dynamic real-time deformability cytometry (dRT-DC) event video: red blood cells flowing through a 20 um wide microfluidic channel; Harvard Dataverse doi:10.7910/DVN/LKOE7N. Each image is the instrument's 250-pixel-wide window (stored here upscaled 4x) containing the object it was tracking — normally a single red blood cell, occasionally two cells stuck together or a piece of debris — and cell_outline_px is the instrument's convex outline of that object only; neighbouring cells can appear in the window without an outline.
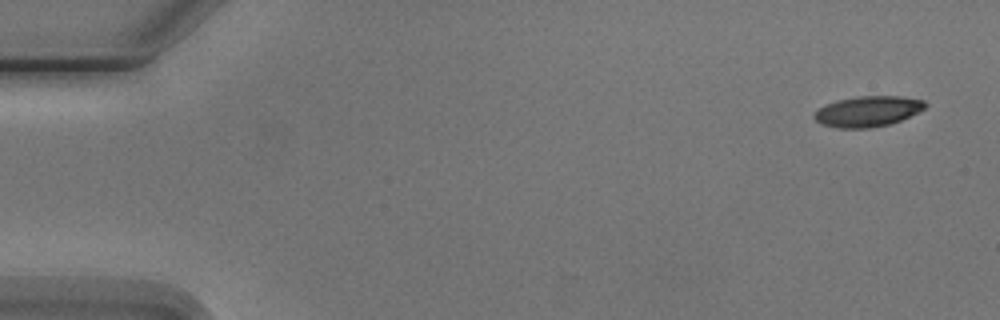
{"species": "Egyptian fruit bat (a non-hibernating species)", "species_latin": "Rousettus aegyptiacus", "temperature_condition": "cold", "stored_images_in_passage": 5, "camera_frame_rate_fps": 3000, "um_per_image_px": 0.085, "animal": {"sex": "male"}, "frame": {"image": 1, "passage_image": 1, "time_ms": 0.0, "image_size_px": [1000, 320], "cell_outline_px": [[928, 104], [924, 108], [900, 120], [888, 124], [868, 128], [840, 128], [824, 124], [816, 120], [812, 116], [820, 108], [836, 100], [856, 96], [900, 96], [924, 100]], "centroid_in_image_um": [73.77, 9.45], "position_along_channel_um": 11.2, "area_um2": 19.42}}
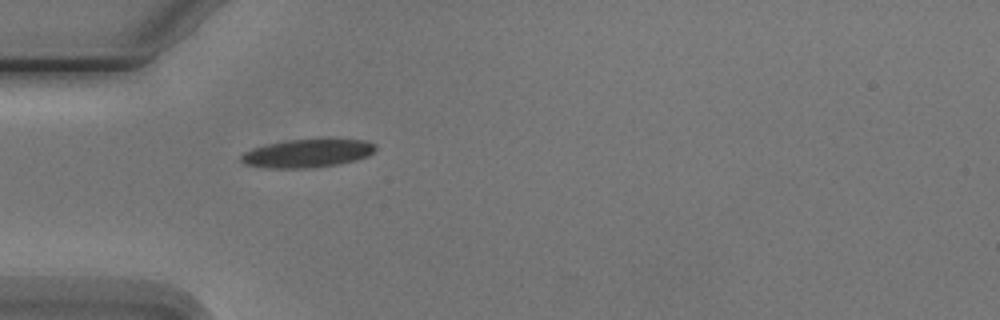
{"frame": {"image": 2, "passage_image": 5, "time_ms": 4.667, "image_size_px": [1000, 320], "cell_outline_px": [[376, 148], [368, 156], [356, 160], [336, 164], [308, 168], [276, 168], [244, 164], [240, 160], [240, 156], [244, 152], [252, 148], [268, 144], [288, 140], [328, 136], [364, 140], [376, 144]], "centroid_in_image_um": [26.19, 12.97], "position_along_channel_um": 58.8, "area_um2": 22.77}}